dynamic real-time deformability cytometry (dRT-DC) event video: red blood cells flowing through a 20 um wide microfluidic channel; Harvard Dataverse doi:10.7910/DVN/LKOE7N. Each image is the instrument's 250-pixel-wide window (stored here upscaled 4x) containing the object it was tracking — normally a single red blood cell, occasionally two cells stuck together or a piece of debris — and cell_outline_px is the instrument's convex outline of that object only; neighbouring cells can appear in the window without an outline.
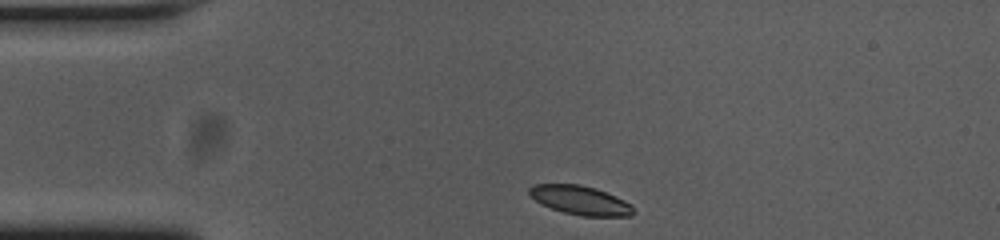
{"species": "common noctule bat (a hibernating species)", "species_latin": "Nyctalus noctula", "temperature_condition": "cold", "stored_images_in_passage": 36, "camera_frame_rate_fps": 3000, "um_per_image_px": 0.085, "animal": {"sex": "female", "body_mass_g": 23.0, "forearm_length_mm": 53.4}, "frame": {"image": 1, "passage_image": 1, "time_ms": 0.0, "image_size_px": [1000, 240], "cell_outline_px": [[636, 212], [632, 216], [580, 216], [564, 212], [540, 204], [528, 192], [528, 188], [532, 184], [580, 184], [596, 188], [616, 196], [632, 204]], "centroid_in_image_um": [49.36, 17.02], "position_along_channel_um": 35.6, "area_um2": 17.74}}
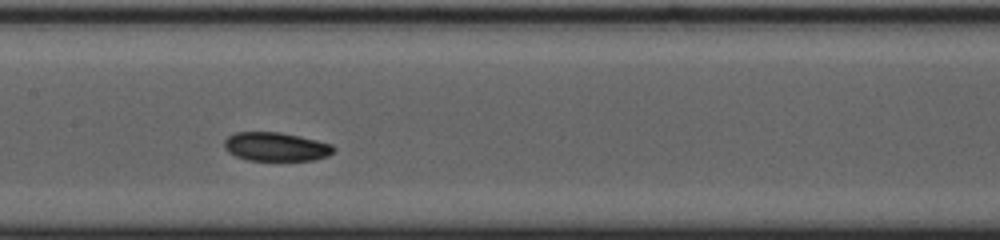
{"frame": {"image": 2, "passage_image": 16, "time_ms": 5.0, "image_size_px": [1000, 240], "cell_outline_px": [[336, 148], [328, 156], [312, 160], [248, 160], [236, 156], [228, 152], [224, 148], [224, 140], [228, 136], [236, 132], [280, 132], [300, 136], [332, 144]], "centroid_in_image_um": [23.44, 12.46], "position_along_channel_um": 184.0, "area_um2": 18.32}}
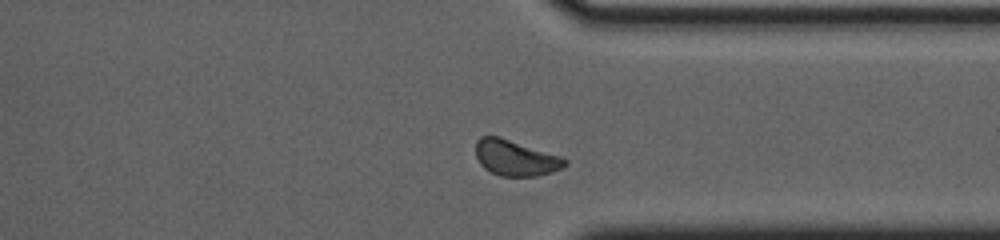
{"frame": {"image": 3, "passage_image": 31, "time_ms": 10.0, "image_size_px": [1000, 240], "cell_outline_px": [[568, 164], [552, 172], [536, 176], [500, 176], [484, 168], [480, 164], [476, 156], [476, 140], [480, 136], [500, 136], [560, 156], [568, 160]], "centroid_in_image_um": [43.8, 13.41], "position_along_channel_um": 367.6, "area_um2": 18.55}, "authors_computed_cell_mechanics": {"area_um2": 18.5249, "velocity_mm_per_s": 3.6946, "shape_relaxation_time_tau1_ms": 7.903, "shape_relaxation_time_tau2_ms": 5.7972, "deformation_change_tau1": 0.1098, "deformation_change_tau2": 0.0781}}